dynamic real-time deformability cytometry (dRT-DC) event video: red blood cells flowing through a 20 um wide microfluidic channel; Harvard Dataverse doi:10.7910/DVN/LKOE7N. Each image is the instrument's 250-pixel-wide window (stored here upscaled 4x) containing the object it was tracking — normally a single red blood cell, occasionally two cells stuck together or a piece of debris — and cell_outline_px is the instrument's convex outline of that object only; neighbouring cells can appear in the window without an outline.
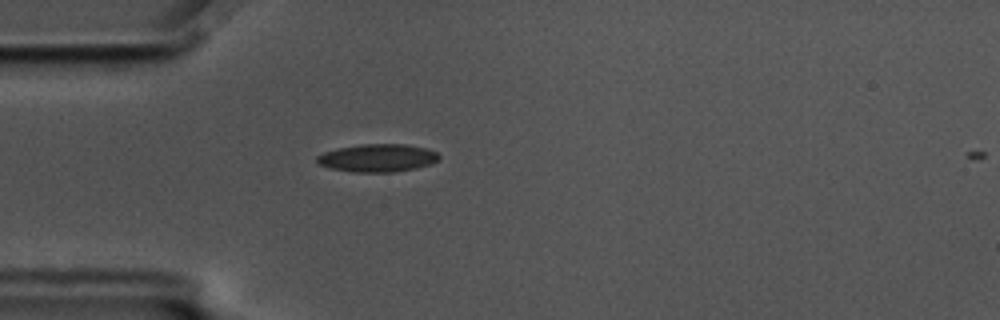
{"species": "common noctule bat (a hibernating species)", "species_latin": "Nyctalus noctula", "temperature_condition": "cold", "stored_images_in_passage": 17, "camera_frame_rate_fps": 3000, "um_per_image_px": 0.085, "animal": {"sex": "male", "body_mass_g": 17.5, "forearm_length_mm": 52.3}, "frame": {"image": 1, "passage_image": 16, "time_ms": 5.0, "image_size_px": [1000, 320], "cell_outline_px": [[440, 156], [432, 164], [416, 168], [396, 172], [352, 172], [332, 168], [320, 164], [316, 160], [316, 156], [324, 152], [336, 148], [360, 144], [404, 144], [428, 148], [436, 152]], "centroid_in_image_um": [32.1, 13.42], "position_along_channel_um": 52.9, "area_um2": 19.88}}